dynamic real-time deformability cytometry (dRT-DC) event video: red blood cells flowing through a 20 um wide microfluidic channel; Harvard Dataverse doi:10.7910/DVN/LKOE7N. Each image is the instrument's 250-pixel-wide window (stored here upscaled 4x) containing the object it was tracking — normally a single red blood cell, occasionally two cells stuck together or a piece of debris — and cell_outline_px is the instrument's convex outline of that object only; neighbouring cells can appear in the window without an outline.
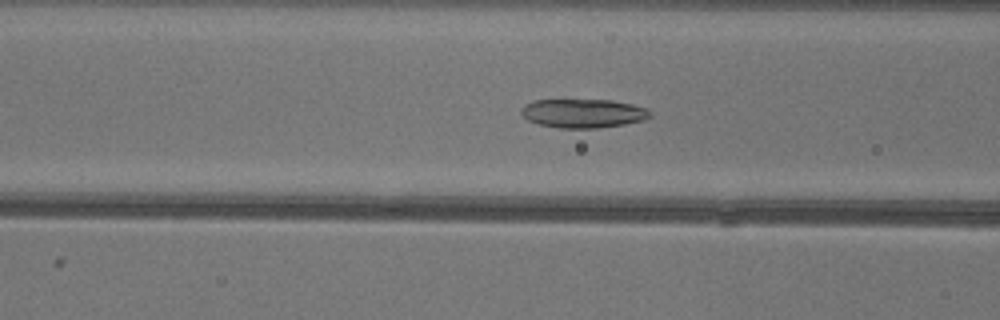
{"species": "common noctule bat (a hibernating species)", "species_latin": "Nyctalus noctula", "temperature_condition": "warm", "stored_images_in_passage": 34, "camera_frame_rate_fps": 3000, "um_per_image_px": 0.085, "animal": {"sex": "female"}, "frame": {"image": 1, "passage_image": 11, "time_ms": 3.333, "image_size_px": [1000, 320], "cell_outline_px": [[652, 116], [644, 120], [624, 124], [596, 128], [560, 128], [540, 124], [528, 120], [520, 112], [520, 108], [524, 104], [536, 100], [612, 100], [632, 104], [648, 108], [652, 112]], "centroid_in_image_um": [49.6, 9.63], "position_along_channel_um": 117.0, "area_um2": 21.73}}
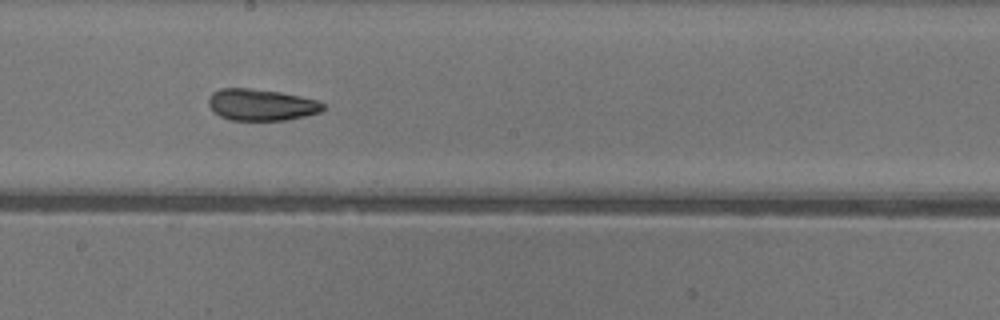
{"frame": {"image": 2, "passage_image": 19, "time_ms": 6.0, "image_size_px": [1000, 320], "cell_outline_px": [[324, 108], [320, 112], [288, 120], [228, 120], [212, 112], [208, 104], [208, 100], [212, 92], [220, 88], [248, 88], [280, 92], [316, 100], [324, 104]], "centroid_in_image_um": [22.15, 8.91], "position_along_channel_um": 226.0, "area_um2": 21.1}}
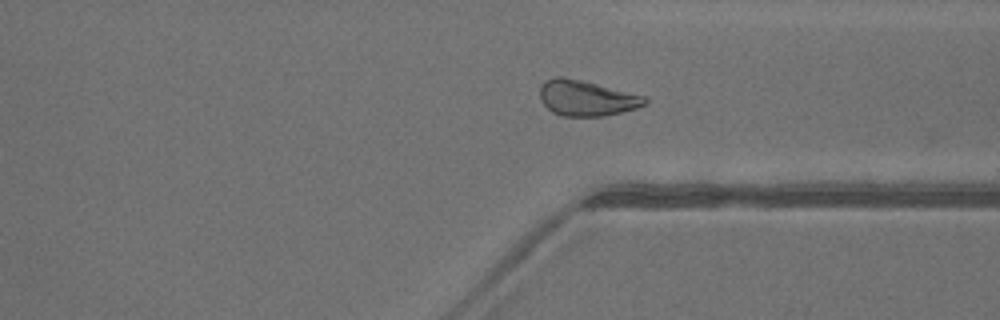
{"frame": {"image": 3, "passage_image": 29, "time_ms": 9.333, "image_size_px": [1000, 320], "cell_outline_px": [[648, 104], [636, 108], [604, 116], [564, 116], [552, 112], [540, 100], [540, 88], [544, 80], [556, 76], [560, 76], [580, 80], [644, 96], [648, 100]], "centroid_in_image_um": [49.83, 8.34], "position_along_channel_um": 361.6, "area_um2": 21.5}, "authors_computed_cell_mechanics": {"area_um2": 21.6172, "velocity_mm_per_s": 4.0853, "shape_relaxation_time_tau1_ms": 3.9031, "shape_relaxation_time_tau2_ms": 3.915, "deformation_change_tau1": 0.1367, "deformation_change_tau2": 0.1001}}